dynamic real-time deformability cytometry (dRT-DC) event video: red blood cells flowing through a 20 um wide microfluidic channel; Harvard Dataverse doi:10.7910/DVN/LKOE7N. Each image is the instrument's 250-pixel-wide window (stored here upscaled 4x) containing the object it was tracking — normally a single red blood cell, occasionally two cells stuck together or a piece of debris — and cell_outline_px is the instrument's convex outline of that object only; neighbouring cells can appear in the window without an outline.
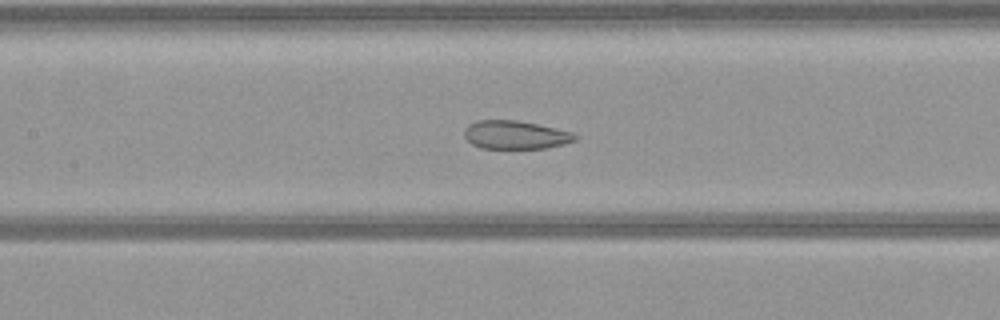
{"species": "common noctule bat (a hibernating species)", "species_latin": "Nyctalus noctula", "temperature_condition": "warm", "stored_images_in_passage": 54, "camera_frame_rate_fps": 3000, "um_per_image_px": 0.085, "animal": {"sex": "female", "body_mass_g": 21.9}, "frame": {"image": 1, "passage_image": 24, "time_ms": 7.667, "image_size_px": [1000, 320], "cell_outline_px": [[580, 136], [576, 140], [564, 144], [544, 148], [480, 148], [472, 144], [464, 136], [464, 128], [468, 124], [476, 120], [516, 120], [556, 128], [572, 132]], "centroid_in_image_um": [43.8, 11.46], "position_along_channel_um": 163.6, "area_um2": 18.38}}
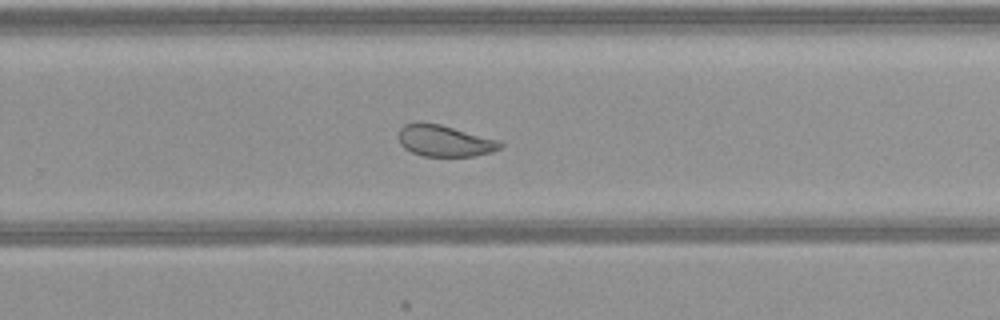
{"frame": {"image": 2, "passage_image": 34, "time_ms": 11.0, "image_size_px": [1000, 320], "cell_outline_px": [[504, 144], [500, 148], [492, 152], [476, 156], [424, 156], [412, 152], [404, 148], [400, 144], [400, 128], [404, 124], [416, 120], [440, 124], [500, 140]], "centroid_in_image_um": [37.79, 11.95], "position_along_channel_um": 292.0, "area_um2": 18.84}}
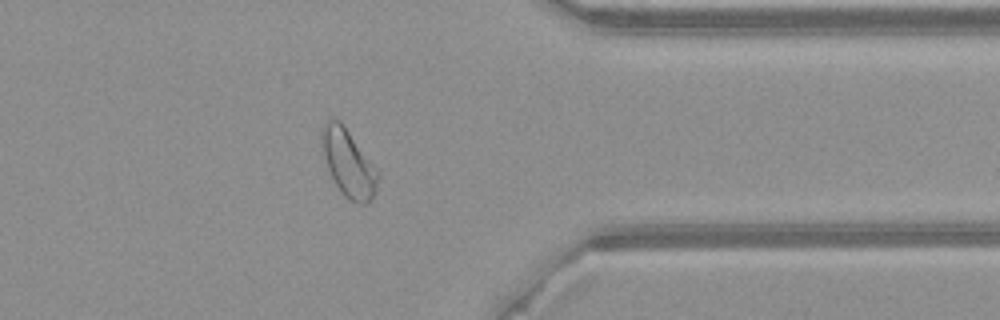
{"frame": {"image": 3, "passage_image": 42, "time_ms": 13.667, "image_size_px": [1000, 320], "cell_outline_px": [[380, 176], [376, 192], [368, 204], [360, 204], [344, 196], [336, 184], [328, 168], [320, 144], [320, 128], [328, 120], [340, 120], [380, 172]], "centroid_in_image_um": [29.63, 13.86], "position_along_channel_um": 381.8, "area_um2": 22.08}}